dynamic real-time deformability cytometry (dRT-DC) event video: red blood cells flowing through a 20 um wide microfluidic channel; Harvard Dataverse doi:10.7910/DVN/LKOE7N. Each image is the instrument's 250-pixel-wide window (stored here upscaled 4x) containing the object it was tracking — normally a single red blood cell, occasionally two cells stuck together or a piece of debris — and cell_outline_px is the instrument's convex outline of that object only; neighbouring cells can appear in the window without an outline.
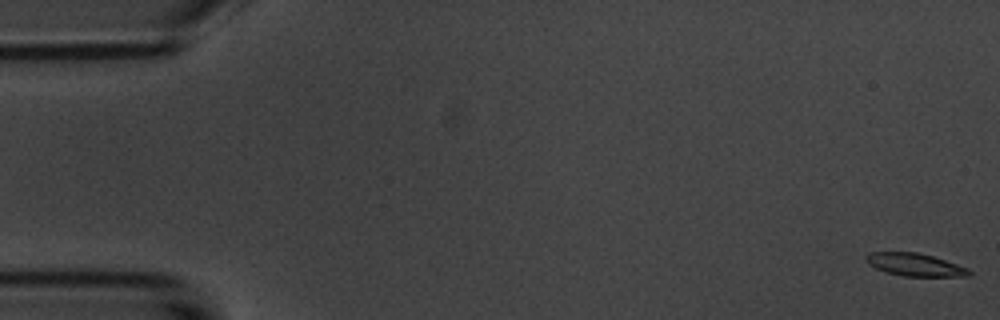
{"species": "common noctule bat (a hibernating species)", "species_latin": "Nyctalus noctula", "temperature_condition": "room temperature", "stored_images_in_passage": 9, "camera_frame_rate_fps": 3000, "um_per_image_px": 0.085, "animal": {"sex": "male", "body_mass_g": 20.1, "forearm_length_mm": 53.5}, "frame": {"image": 1, "passage_image": 1, "time_ms": 0.0, "image_size_px": [1000, 320], "cell_outline_px": [[972, 276], [904, 276], [888, 272], [876, 268], [868, 264], [864, 260], [864, 256], [868, 252], [916, 252], [932, 256], [968, 268], [972, 272]], "centroid_in_image_um": [77.74, 22.49], "position_along_channel_um": 7.3, "area_um2": 13.58}}
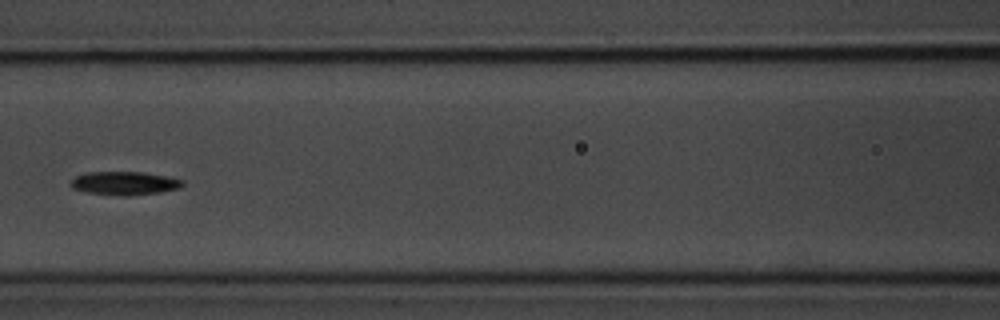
{"frame": {"image": 2, "passage_image": 8, "time_ms": 8.0, "image_size_px": [1000, 320], "cell_outline_px": [[184, 184], [180, 188], [160, 192], [128, 196], [124, 196], [88, 192], [72, 188], [68, 184], [76, 176], [88, 172], [144, 172], [184, 180]], "centroid_in_image_um": [10.59, 15.57], "position_along_channel_um": 156.0, "area_um2": 15.2}}
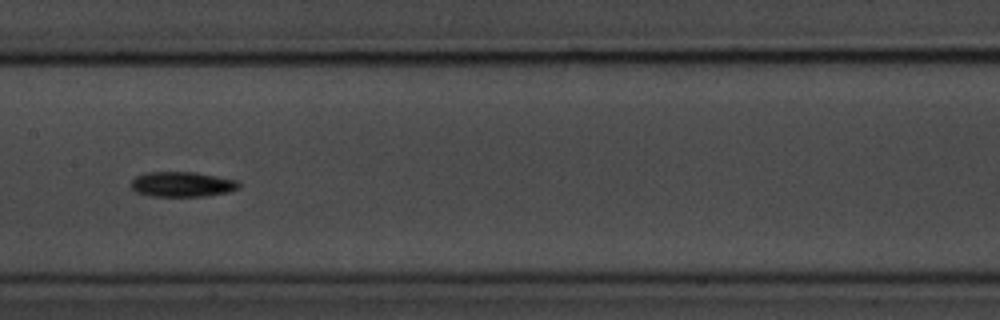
{"frame": {"image": 3, "passage_image": 9, "time_ms": 9.0, "image_size_px": [1000, 320], "cell_outline_px": [[240, 188], [228, 192], [204, 196], [148, 196], [136, 192], [132, 188], [132, 180], [136, 176], [148, 172], [192, 172], [216, 176], [236, 180], [240, 184]], "centroid_in_image_um": [15.48, 15.67], "position_along_channel_um": 191.9, "area_um2": 15.66}}